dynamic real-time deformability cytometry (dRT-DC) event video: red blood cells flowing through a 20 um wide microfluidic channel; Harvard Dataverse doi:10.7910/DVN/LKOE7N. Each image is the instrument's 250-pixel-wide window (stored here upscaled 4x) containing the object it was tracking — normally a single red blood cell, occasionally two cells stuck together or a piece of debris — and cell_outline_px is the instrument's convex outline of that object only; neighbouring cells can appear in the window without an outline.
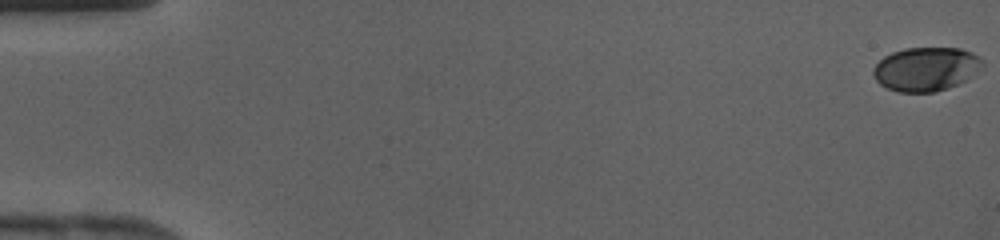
{"species": "human", "species_latin": "Homo sapiens", "temperature_condition": "cold", "stored_images_in_passage": 44, "camera_frame_rate_fps": 3000, "um_per_image_px": 0.085, "donor": {"sex": "female"}, "frame": {"image": 1, "passage_image": 1, "time_ms": 0.0, "image_size_px": [1000, 240], "cell_outline_px": [[984, 64], [964, 80], [948, 88], [936, 92], [900, 92], [888, 88], [880, 84], [876, 80], [872, 72], [872, 68], [884, 56], [892, 52], [904, 48], [960, 48], [972, 52], [980, 56], [984, 60]], "centroid_in_image_um": [78.69, 5.85], "position_along_channel_um": 6.3, "area_um2": 27.8}}
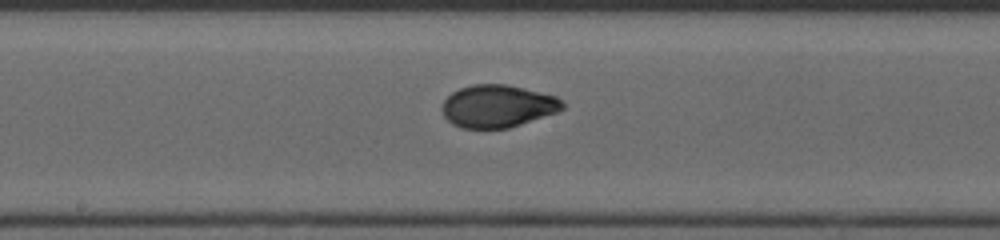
{"frame": {"image": 2, "passage_image": 24, "time_ms": 7.667, "image_size_px": [1000, 240], "cell_outline_px": [[564, 108], [556, 112], [508, 128], [460, 128], [452, 124], [444, 116], [440, 108], [444, 100], [452, 92], [460, 88], [472, 84], [508, 84], [556, 96], [564, 100]], "centroid_in_image_um": [42.28, 9.01], "position_along_channel_um": 205.9, "area_um2": 29.88}}
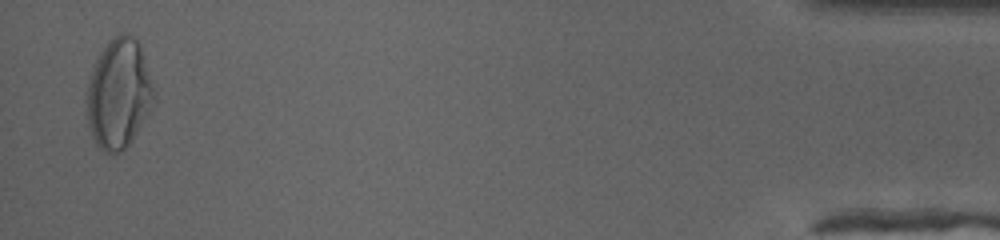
{"frame": {"image": 3, "passage_image": 43, "time_ms": 14.0, "image_size_px": [1000, 240], "cell_outline_px": [[156, 96], [132, 140], [120, 152], [104, 152], [96, 144], [92, 136], [88, 124], [84, 100], [92, 68], [100, 52], [108, 40], [124, 32], [128, 32], [140, 44]], "centroid_in_image_um": [10.05, 7.94], "position_along_channel_um": 425.1, "area_um2": 42.83}}